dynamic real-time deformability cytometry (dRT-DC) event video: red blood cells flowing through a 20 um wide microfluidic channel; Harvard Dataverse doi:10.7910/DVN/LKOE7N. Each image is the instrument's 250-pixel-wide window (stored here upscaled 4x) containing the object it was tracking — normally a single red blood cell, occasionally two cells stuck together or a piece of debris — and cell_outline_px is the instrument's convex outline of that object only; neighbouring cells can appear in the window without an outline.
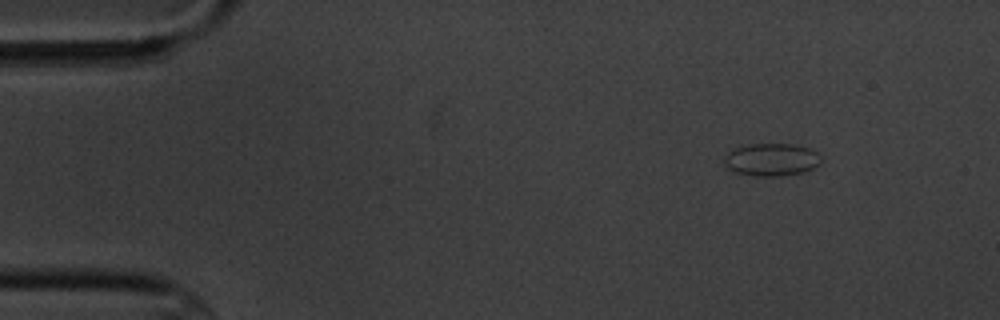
{"species": "common noctule bat (a hibernating species)", "species_latin": "Nyctalus noctula", "temperature_condition": "cold", "stored_images_in_passage": 6, "camera_frame_rate_fps": 3000, "um_per_image_px": 0.085, "animal": {"sex": "male", "body_mass_g": 20.1, "forearm_length_mm": 53.5}, "frame": {"image": 1, "passage_image": 6, "time_ms": 5.667, "image_size_px": [1000, 320], "cell_outline_px": [[820, 164], [804, 172], [780, 176], [752, 176], [732, 172], [724, 164], [724, 156], [728, 152], [736, 148], [752, 144], [792, 144], [808, 148], [816, 152], [820, 156]], "centroid_in_image_um": [65.55, 13.58], "position_along_channel_um": 19.5, "area_um2": 18.44}}